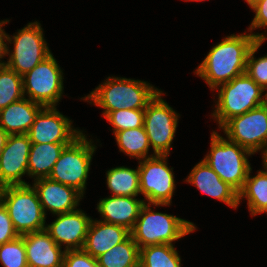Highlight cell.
Segmentation results:
<instances>
[{
	"instance_id": "obj_1",
	"label": "cell",
	"mask_w": 267,
	"mask_h": 267,
	"mask_svg": "<svg viewBox=\"0 0 267 267\" xmlns=\"http://www.w3.org/2000/svg\"><path fill=\"white\" fill-rule=\"evenodd\" d=\"M257 42L246 31L245 34L227 36L212 47L194 73L215 91L219 85L245 73L248 54Z\"/></svg>"
},
{
	"instance_id": "obj_2",
	"label": "cell",
	"mask_w": 267,
	"mask_h": 267,
	"mask_svg": "<svg viewBox=\"0 0 267 267\" xmlns=\"http://www.w3.org/2000/svg\"><path fill=\"white\" fill-rule=\"evenodd\" d=\"M160 89L146 81L122 77H108L87 96L81 98L104 109L103 116L116 110H145Z\"/></svg>"
},
{
	"instance_id": "obj_3",
	"label": "cell",
	"mask_w": 267,
	"mask_h": 267,
	"mask_svg": "<svg viewBox=\"0 0 267 267\" xmlns=\"http://www.w3.org/2000/svg\"><path fill=\"white\" fill-rule=\"evenodd\" d=\"M145 203L130 234L139 249L149 245L171 244L196 230L193 222L155 212Z\"/></svg>"
},
{
	"instance_id": "obj_4",
	"label": "cell",
	"mask_w": 267,
	"mask_h": 267,
	"mask_svg": "<svg viewBox=\"0 0 267 267\" xmlns=\"http://www.w3.org/2000/svg\"><path fill=\"white\" fill-rule=\"evenodd\" d=\"M216 90L219 91L218 100L211 116L217 121L219 128L229 119L267 102V94L262 95L265 90L246 73L219 85Z\"/></svg>"
},
{
	"instance_id": "obj_5",
	"label": "cell",
	"mask_w": 267,
	"mask_h": 267,
	"mask_svg": "<svg viewBox=\"0 0 267 267\" xmlns=\"http://www.w3.org/2000/svg\"><path fill=\"white\" fill-rule=\"evenodd\" d=\"M210 151L204 159L215 173L237 193L241 191L251 169L248 156L253 155L248 149L220 136L211 134Z\"/></svg>"
},
{
	"instance_id": "obj_6",
	"label": "cell",
	"mask_w": 267,
	"mask_h": 267,
	"mask_svg": "<svg viewBox=\"0 0 267 267\" xmlns=\"http://www.w3.org/2000/svg\"><path fill=\"white\" fill-rule=\"evenodd\" d=\"M85 135L82 133L71 144L65 146L48 177L75 188L83 196L92 157L97 149L92 139L87 140L89 138Z\"/></svg>"
},
{
	"instance_id": "obj_7",
	"label": "cell",
	"mask_w": 267,
	"mask_h": 267,
	"mask_svg": "<svg viewBox=\"0 0 267 267\" xmlns=\"http://www.w3.org/2000/svg\"><path fill=\"white\" fill-rule=\"evenodd\" d=\"M3 205L19 235L45 230L46 215L31 184L5 186Z\"/></svg>"
},
{
	"instance_id": "obj_8",
	"label": "cell",
	"mask_w": 267,
	"mask_h": 267,
	"mask_svg": "<svg viewBox=\"0 0 267 267\" xmlns=\"http://www.w3.org/2000/svg\"><path fill=\"white\" fill-rule=\"evenodd\" d=\"M43 36V29L37 21L28 23L13 36L8 34L7 43H13L14 49L10 51L8 44L6 66L23 76L49 57L52 53Z\"/></svg>"
},
{
	"instance_id": "obj_9",
	"label": "cell",
	"mask_w": 267,
	"mask_h": 267,
	"mask_svg": "<svg viewBox=\"0 0 267 267\" xmlns=\"http://www.w3.org/2000/svg\"><path fill=\"white\" fill-rule=\"evenodd\" d=\"M62 71L51 54L22 76L24 97L44 107L57 106L64 89Z\"/></svg>"
},
{
	"instance_id": "obj_10",
	"label": "cell",
	"mask_w": 267,
	"mask_h": 267,
	"mask_svg": "<svg viewBox=\"0 0 267 267\" xmlns=\"http://www.w3.org/2000/svg\"><path fill=\"white\" fill-rule=\"evenodd\" d=\"M168 155H155L139 161L140 194L145 203L168 206L176 189L173 168L167 164Z\"/></svg>"
},
{
	"instance_id": "obj_11",
	"label": "cell",
	"mask_w": 267,
	"mask_h": 267,
	"mask_svg": "<svg viewBox=\"0 0 267 267\" xmlns=\"http://www.w3.org/2000/svg\"><path fill=\"white\" fill-rule=\"evenodd\" d=\"M163 94L160 90L147 104L143 126L154 154L169 156L179 114L162 98Z\"/></svg>"
},
{
	"instance_id": "obj_12",
	"label": "cell",
	"mask_w": 267,
	"mask_h": 267,
	"mask_svg": "<svg viewBox=\"0 0 267 267\" xmlns=\"http://www.w3.org/2000/svg\"><path fill=\"white\" fill-rule=\"evenodd\" d=\"M221 129L226 138L253 154L267 149V102L229 119Z\"/></svg>"
},
{
	"instance_id": "obj_13",
	"label": "cell",
	"mask_w": 267,
	"mask_h": 267,
	"mask_svg": "<svg viewBox=\"0 0 267 267\" xmlns=\"http://www.w3.org/2000/svg\"><path fill=\"white\" fill-rule=\"evenodd\" d=\"M83 131L75 129L72 121L57 111L56 106L43 107L27 135L32 144L72 143Z\"/></svg>"
},
{
	"instance_id": "obj_14",
	"label": "cell",
	"mask_w": 267,
	"mask_h": 267,
	"mask_svg": "<svg viewBox=\"0 0 267 267\" xmlns=\"http://www.w3.org/2000/svg\"><path fill=\"white\" fill-rule=\"evenodd\" d=\"M31 144L27 134L8 136L0 154V183L3 186L28 185L22 176H28Z\"/></svg>"
},
{
	"instance_id": "obj_15",
	"label": "cell",
	"mask_w": 267,
	"mask_h": 267,
	"mask_svg": "<svg viewBox=\"0 0 267 267\" xmlns=\"http://www.w3.org/2000/svg\"><path fill=\"white\" fill-rule=\"evenodd\" d=\"M92 218L79 208L72 212L58 214L56 220L46 224L45 230L57 245L64 250L83 249Z\"/></svg>"
},
{
	"instance_id": "obj_16",
	"label": "cell",
	"mask_w": 267,
	"mask_h": 267,
	"mask_svg": "<svg viewBox=\"0 0 267 267\" xmlns=\"http://www.w3.org/2000/svg\"><path fill=\"white\" fill-rule=\"evenodd\" d=\"M32 186L38 194L45 215H47V210L53 215L75 211L83 198V195L75 188L48 177L34 180Z\"/></svg>"
},
{
	"instance_id": "obj_17",
	"label": "cell",
	"mask_w": 267,
	"mask_h": 267,
	"mask_svg": "<svg viewBox=\"0 0 267 267\" xmlns=\"http://www.w3.org/2000/svg\"><path fill=\"white\" fill-rule=\"evenodd\" d=\"M24 239L28 267H62L65 250L46 230L20 235Z\"/></svg>"
},
{
	"instance_id": "obj_18",
	"label": "cell",
	"mask_w": 267,
	"mask_h": 267,
	"mask_svg": "<svg viewBox=\"0 0 267 267\" xmlns=\"http://www.w3.org/2000/svg\"><path fill=\"white\" fill-rule=\"evenodd\" d=\"M185 181L196 186L198 190L206 195L224 202L231 208L236 209L239 205L238 193L203 160L193 167Z\"/></svg>"
},
{
	"instance_id": "obj_19",
	"label": "cell",
	"mask_w": 267,
	"mask_h": 267,
	"mask_svg": "<svg viewBox=\"0 0 267 267\" xmlns=\"http://www.w3.org/2000/svg\"><path fill=\"white\" fill-rule=\"evenodd\" d=\"M144 204V200L135 197L111 195L99 200L97 210L103 218L101 221L120 225L131 231Z\"/></svg>"
},
{
	"instance_id": "obj_20",
	"label": "cell",
	"mask_w": 267,
	"mask_h": 267,
	"mask_svg": "<svg viewBox=\"0 0 267 267\" xmlns=\"http://www.w3.org/2000/svg\"><path fill=\"white\" fill-rule=\"evenodd\" d=\"M130 235V230L123 226L92 219L83 250L97 259Z\"/></svg>"
},
{
	"instance_id": "obj_21",
	"label": "cell",
	"mask_w": 267,
	"mask_h": 267,
	"mask_svg": "<svg viewBox=\"0 0 267 267\" xmlns=\"http://www.w3.org/2000/svg\"><path fill=\"white\" fill-rule=\"evenodd\" d=\"M43 107L25 96L0 110V126L8 135L27 134Z\"/></svg>"
},
{
	"instance_id": "obj_22",
	"label": "cell",
	"mask_w": 267,
	"mask_h": 267,
	"mask_svg": "<svg viewBox=\"0 0 267 267\" xmlns=\"http://www.w3.org/2000/svg\"><path fill=\"white\" fill-rule=\"evenodd\" d=\"M71 143L31 144L28 176L34 180L49 177L62 150Z\"/></svg>"
},
{
	"instance_id": "obj_23",
	"label": "cell",
	"mask_w": 267,
	"mask_h": 267,
	"mask_svg": "<svg viewBox=\"0 0 267 267\" xmlns=\"http://www.w3.org/2000/svg\"><path fill=\"white\" fill-rule=\"evenodd\" d=\"M252 168L249 170L243 188L238 193V203L241 199H247V206L251 216L259 214L267 206V168L257 171V175L251 177Z\"/></svg>"
},
{
	"instance_id": "obj_24",
	"label": "cell",
	"mask_w": 267,
	"mask_h": 267,
	"mask_svg": "<svg viewBox=\"0 0 267 267\" xmlns=\"http://www.w3.org/2000/svg\"><path fill=\"white\" fill-rule=\"evenodd\" d=\"M106 182L112 196L137 197L140 194L139 169L125 166L109 169Z\"/></svg>"
},
{
	"instance_id": "obj_25",
	"label": "cell",
	"mask_w": 267,
	"mask_h": 267,
	"mask_svg": "<svg viewBox=\"0 0 267 267\" xmlns=\"http://www.w3.org/2000/svg\"><path fill=\"white\" fill-rule=\"evenodd\" d=\"M140 249L130 235L97 258L99 267H139Z\"/></svg>"
},
{
	"instance_id": "obj_26",
	"label": "cell",
	"mask_w": 267,
	"mask_h": 267,
	"mask_svg": "<svg viewBox=\"0 0 267 267\" xmlns=\"http://www.w3.org/2000/svg\"><path fill=\"white\" fill-rule=\"evenodd\" d=\"M114 136L120 151L132 158L141 161L155 156V154L148 155L151 146L144 126L119 131L114 133Z\"/></svg>"
},
{
	"instance_id": "obj_27",
	"label": "cell",
	"mask_w": 267,
	"mask_h": 267,
	"mask_svg": "<svg viewBox=\"0 0 267 267\" xmlns=\"http://www.w3.org/2000/svg\"><path fill=\"white\" fill-rule=\"evenodd\" d=\"M139 267H181V257L171 244L140 248Z\"/></svg>"
},
{
	"instance_id": "obj_28",
	"label": "cell",
	"mask_w": 267,
	"mask_h": 267,
	"mask_svg": "<svg viewBox=\"0 0 267 267\" xmlns=\"http://www.w3.org/2000/svg\"><path fill=\"white\" fill-rule=\"evenodd\" d=\"M24 97L22 76L5 66H0V110Z\"/></svg>"
},
{
	"instance_id": "obj_29",
	"label": "cell",
	"mask_w": 267,
	"mask_h": 267,
	"mask_svg": "<svg viewBox=\"0 0 267 267\" xmlns=\"http://www.w3.org/2000/svg\"><path fill=\"white\" fill-rule=\"evenodd\" d=\"M145 110L124 109L108 113L105 118L113 126V134L119 131L143 127Z\"/></svg>"
},
{
	"instance_id": "obj_30",
	"label": "cell",
	"mask_w": 267,
	"mask_h": 267,
	"mask_svg": "<svg viewBox=\"0 0 267 267\" xmlns=\"http://www.w3.org/2000/svg\"><path fill=\"white\" fill-rule=\"evenodd\" d=\"M0 263L4 267H28L24 239L21 236L0 245Z\"/></svg>"
},
{
	"instance_id": "obj_31",
	"label": "cell",
	"mask_w": 267,
	"mask_h": 267,
	"mask_svg": "<svg viewBox=\"0 0 267 267\" xmlns=\"http://www.w3.org/2000/svg\"><path fill=\"white\" fill-rule=\"evenodd\" d=\"M263 42L258 41L250 50L245 73L252 78L267 93V54L256 59L254 54L261 47Z\"/></svg>"
},
{
	"instance_id": "obj_32",
	"label": "cell",
	"mask_w": 267,
	"mask_h": 267,
	"mask_svg": "<svg viewBox=\"0 0 267 267\" xmlns=\"http://www.w3.org/2000/svg\"><path fill=\"white\" fill-rule=\"evenodd\" d=\"M62 267H99L98 261L83 249L66 250Z\"/></svg>"
},
{
	"instance_id": "obj_33",
	"label": "cell",
	"mask_w": 267,
	"mask_h": 267,
	"mask_svg": "<svg viewBox=\"0 0 267 267\" xmlns=\"http://www.w3.org/2000/svg\"><path fill=\"white\" fill-rule=\"evenodd\" d=\"M254 18L249 26L248 31L256 38L257 41L265 42L267 39L263 33H252L254 29L267 28V0H258L252 7Z\"/></svg>"
},
{
	"instance_id": "obj_34",
	"label": "cell",
	"mask_w": 267,
	"mask_h": 267,
	"mask_svg": "<svg viewBox=\"0 0 267 267\" xmlns=\"http://www.w3.org/2000/svg\"><path fill=\"white\" fill-rule=\"evenodd\" d=\"M20 235L15 230L12 220L4 205L0 206V245L15 240Z\"/></svg>"
},
{
	"instance_id": "obj_35",
	"label": "cell",
	"mask_w": 267,
	"mask_h": 267,
	"mask_svg": "<svg viewBox=\"0 0 267 267\" xmlns=\"http://www.w3.org/2000/svg\"><path fill=\"white\" fill-rule=\"evenodd\" d=\"M10 20H2L0 21V66H5L6 62L2 61L3 57L7 55L8 51V34L5 33L4 29H2L3 25L9 23Z\"/></svg>"
},
{
	"instance_id": "obj_36",
	"label": "cell",
	"mask_w": 267,
	"mask_h": 267,
	"mask_svg": "<svg viewBox=\"0 0 267 267\" xmlns=\"http://www.w3.org/2000/svg\"><path fill=\"white\" fill-rule=\"evenodd\" d=\"M8 136L9 135L0 126V154L3 151V148L5 147Z\"/></svg>"
},
{
	"instance_id": "obj_37",
	"label": "cell",
	"mask_w": 267,
	"mask_h": 267,
	"mask_svg": "<svg viewBox=\"0 0 267 267\" xmlns=\"http://www.w3.org/2000/svg\"><path fill=\"white\" fill-rule=\"evenodd\" d=\"M5 186L0 183V206L3 205V196H4Z\"/></svg>"
},
{
	"instance_id": "obj_38",
	"label": "cell",
	"mask_w": 267,
	"mask_h": 267,
	"mask_svg": "<svg viewBox=\"0 0 267 267\" xmlns=\"http://www.w3.org/2000/svg\"><path fill=\"white\" fill-rule=\"evenodd\" d=\"M262 157H263V167H266L267 168V149L266 151L262 154Z\"/></svg>"
},
{
	"instance_id": "obj_39",
	"label": "cell",
	"mask_w": 267,
	"mask_h": 267,
	"mask_svg": "<svg viewBox=\"0 0 267 267\" xmlns=\"http://www.w3.org/2000/svg\"><path fill=\"white\" fill-rule=\"evenodd\" d=\"M250 7H252L258 0H245Z\"/></svg>"
},
{
	"instance_id": "obj_40",
	"label": "cell",
	"mask_w": 267,
	"mask_h": 267,
	"mask_svg": "<svg viewBox=\"0 0 267 267\" xmlns=\"http://www.w3.org/2000/svg\"><path fill=\"white\" fill-rule=\"evenodd\" d=\"M261 213H266L267 214V206H265L264 209L259 214H261Z\"/></svg>"
},
{
	"instance_id": "obj_41",
	"label": "cell",
	"mask_w": 267,
	"mask_h": 267,
	"mask_svg": "<svg viewBox=\"0 0 267 267\" xmlns=\"http://www.w3.org/2000/svg\"><path fill=\"white\" fill-rule=\"evenodd\" d=\"M185 1H192L193 2V1H203V0H185Z\"/></svg>"
}]
</instances>
